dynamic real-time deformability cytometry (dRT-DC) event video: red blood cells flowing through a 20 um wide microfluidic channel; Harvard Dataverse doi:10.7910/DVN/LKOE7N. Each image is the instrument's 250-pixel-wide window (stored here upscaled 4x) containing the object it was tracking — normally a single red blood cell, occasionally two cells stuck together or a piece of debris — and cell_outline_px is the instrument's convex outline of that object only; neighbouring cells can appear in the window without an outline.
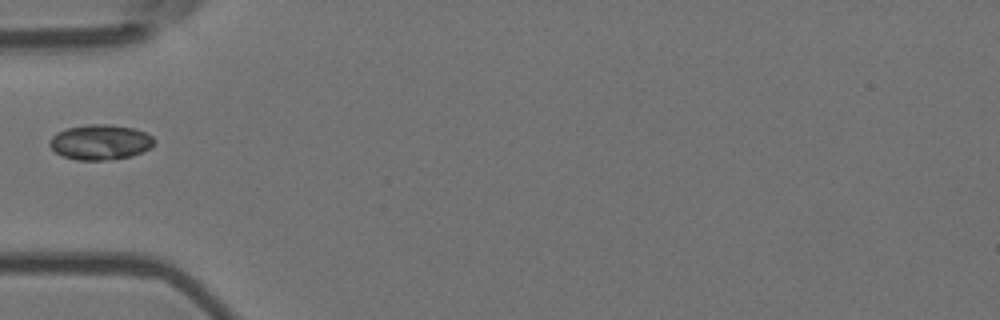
{"species": "Egyptian fruit bat (a non-hibernating species)", "species_latin": "Rousettus aegyptiacus", "temperature_condition": "room temperature", "stored_images_in_passage": 1, "camera_frame_rate_fps": 3000, "um_per_image_px": 0.085, "animal": {"sex": "female"}, "frame": {"image": 1, "passage_image": 1, "time_ms": 0.0, "image_size_px": [1000, 320], "cell_outline_px": [[156, 144], [132, 156], [112, 160], [76, 160], [64, 156], [56, 152], [48, 144], [48, 140], [56, 132], [68, 128], [88, 124], [108, 124], [132, 128], [144, 132], [152, 136], [156, 140]], "centroid_in_image_um": [8.52, 12.08], "position_along_channel_um": 76.5, "area_um2": 21.5}}